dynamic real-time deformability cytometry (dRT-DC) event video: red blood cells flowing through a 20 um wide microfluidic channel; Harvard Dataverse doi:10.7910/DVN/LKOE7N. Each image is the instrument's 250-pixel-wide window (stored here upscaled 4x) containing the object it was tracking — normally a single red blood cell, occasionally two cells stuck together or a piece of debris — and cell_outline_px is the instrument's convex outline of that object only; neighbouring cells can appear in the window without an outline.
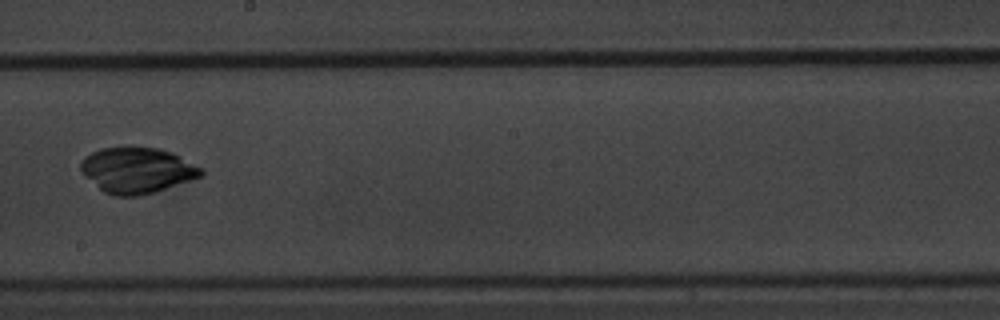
{"species": "common noctule bat (a hibernating species)", "species_latin": "Nyctalus noctula", "temperature_condition": "warm", "stored_images_in_passage": 7, "camera_frame_rate_fps": 3000, "um_per_image_px": 0.085, "animal": {"sex": "male", "body_mass_g": 20.1, "forearm_length_mm": 53.5}, "frame": {"image": 1, "passage_image": 7, "time_ms": 6.667, "image_size_px": [1000, 320], "cell_outline_px": [[204, 172], [200, 176], [156, 192], [136, 196], [116, 196], [104, 192], [84, 176], [80, 172], [80, 164], [92, 152], [100, 148], [160, 148], [172, 152], [204, 168]], "centroid_in_image_um": [11.66, 14.48], "position_along_channel_um": 236.5, "area_um2": 31.79}}